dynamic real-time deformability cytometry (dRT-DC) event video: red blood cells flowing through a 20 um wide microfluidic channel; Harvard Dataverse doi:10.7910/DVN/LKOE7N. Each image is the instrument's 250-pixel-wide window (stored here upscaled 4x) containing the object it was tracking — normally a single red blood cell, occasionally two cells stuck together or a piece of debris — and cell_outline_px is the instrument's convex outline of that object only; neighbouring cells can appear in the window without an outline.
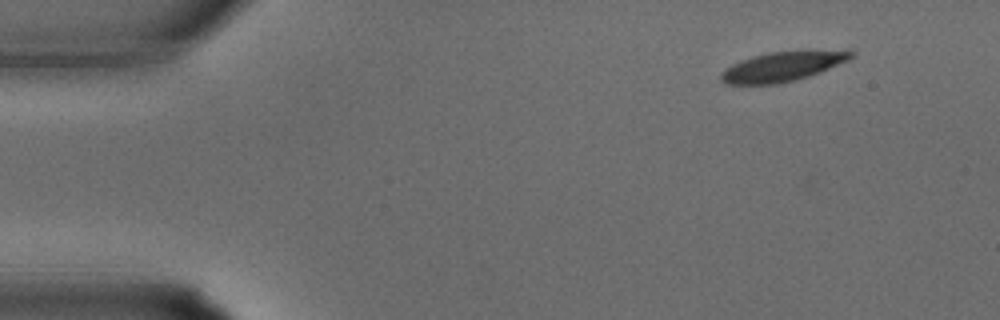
{"species": "common noctule bat (a hibernating species)", "species_latin": "Nyctalus noctula", "temperature_condition": "warm", "stored_images_in_passage": 31, "camera_frame_rate_fps": 3000, "um_per_image_px": 0.085, "animal": {"sex": "male", "body_mass_g": 15.6}, "frame": {"image": 1, "passage_image": 1, "time_ms": 0.0, "image_size_px": [1000, 320], "cell_outline_px": [[856, 56], [848, 60], [820, 72], [796, 80], [776, 84], [724, 84], [720, 80], [720, 72], [732, 64], [740, 60], [752, 56], [768, 52], [856, 52]], "centroid_in_image_um": [66.4, 5.69], "position_along_channel_um": 18.6, "area_um2": 21.85}}
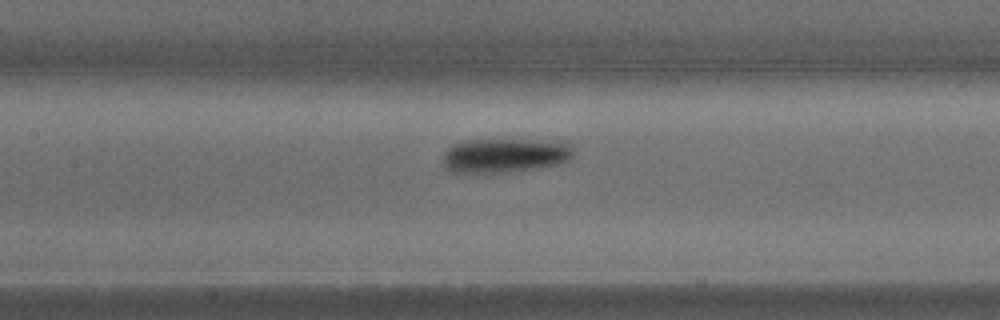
{"frame": {"image": 2, "passage_image": 13, "time_ms": 4.0, "image_size_px": [1000, 320], "cell_outline_px": [[576, 152], [568, 160], [560, 164], [536, 168], [504, 172], [452, 172], [444, 168], [444, 152], [452, 144], [468, 140], [520, 140], [572, 144]], "centroid_in_image_um": [42.9, 13.22], "position_along_channel_um": 164.5, "area_um2": 25.72}}
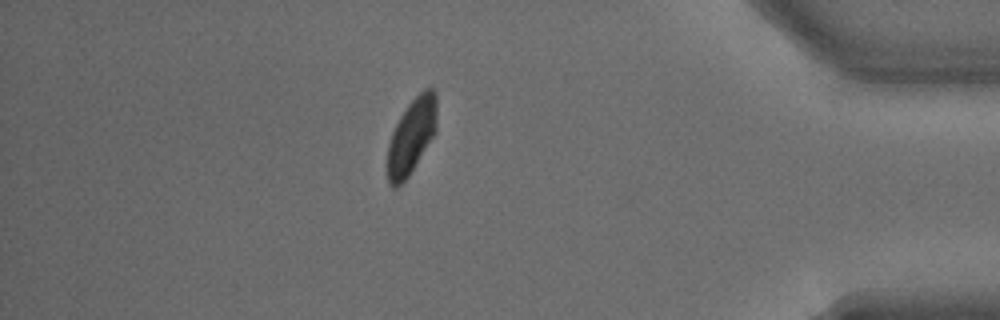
{"frame": {"image": 3, "passage_image": 27, "time_ms": 8.667, "image_size_px": [1000, 320], "cell_outline_px": [[436, 132], [408, 176], [396, 188], [392, 188], [388, 184], [384, 164], [388, 144], [392, 132], [400, 116], [408, 104], [424, 88], [432, 88], [436, 92]], "centroid_in_image_um": [34.92, 11.63], "position_along_channel_um": 400.3, "area_um2": 22.02}}